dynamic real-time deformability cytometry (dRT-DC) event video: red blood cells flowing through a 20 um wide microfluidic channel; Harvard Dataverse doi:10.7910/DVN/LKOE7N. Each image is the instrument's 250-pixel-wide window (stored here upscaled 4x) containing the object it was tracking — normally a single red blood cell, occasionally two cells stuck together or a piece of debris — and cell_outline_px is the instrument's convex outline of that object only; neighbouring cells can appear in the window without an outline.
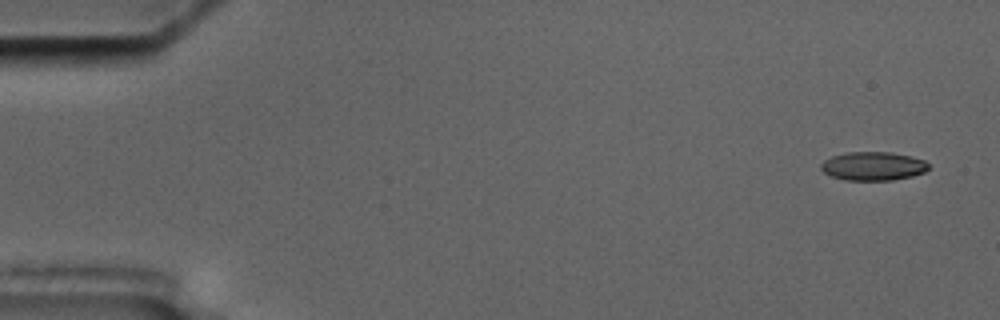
{"species": "common noctule bat (a hibernating species)", "species_latin": "Nyctalus noctula", "temperature_condition": "cold", "stored_images_in_passage": 3, "camera_frame_rate_fps": 3000, "um_per_image_px": 0.085, "animal": {"sex": "male", "body_mass_g": 17.5, "forearm_length_mm": 52.3}, "frame": {"image": 1, "passage_image": 3, "time_ms": 2.333, "image_size_px": [1000, 320], "cell_outline_px": [[928, 168], [924, 172], [912, 176], [892, 180], [844, 180], [832, 176], [824, 172], [820, 168], [820, 164], [824, 160], [832, 156], [848, 152], [892, 152], [912, 156], [924, 160], [928, 164]], "centroid_in_image_um": [74.21, 14.11], "position_along_channel_um": 10.8, "area_um2": 17.98}}